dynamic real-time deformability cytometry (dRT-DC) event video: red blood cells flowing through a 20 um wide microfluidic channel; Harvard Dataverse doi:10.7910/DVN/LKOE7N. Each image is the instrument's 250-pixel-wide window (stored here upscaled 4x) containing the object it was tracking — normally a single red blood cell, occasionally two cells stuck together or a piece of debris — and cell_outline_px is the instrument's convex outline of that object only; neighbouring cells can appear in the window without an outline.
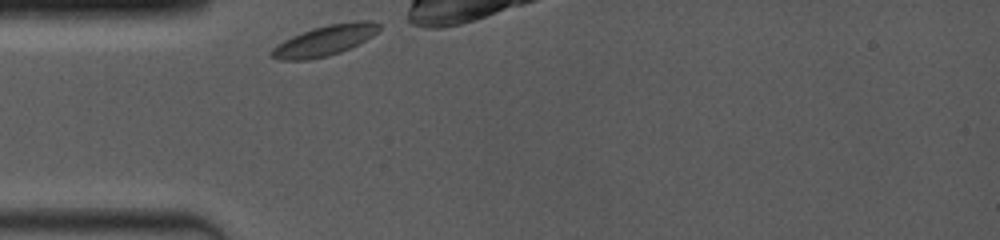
{"species": "common noctule bat (a hibernating species)", "species_latin": "Nyctalus noctula", "temperature_condition": "room temperature", "stored_images_in_passage": 1, "camera_frame_rate_fps": 4000, "um_per_image_px": 0.085, "animal": {"sex": "female", "body_mass_g": 19.0, "forearm_length_mm": 53.3}, "frame": {"image": 1, "passage_image": 1, "time_ms": 0.0, "image_size_px": [1000, 240], "cell_outline_px": [[380, 28], [372, 36], [340, 52], [328, 56], [308, 60], [280, 60], [272, 56], [268, 52], [276, 44], [292, 36], [312, 28], [328, 24], [356, 20], [368, 20], [380, 24]], "centroid_in_image_um": [27.56, 3.44], "position_along_channel_um": 57.4, "area_um2": 19.02}}